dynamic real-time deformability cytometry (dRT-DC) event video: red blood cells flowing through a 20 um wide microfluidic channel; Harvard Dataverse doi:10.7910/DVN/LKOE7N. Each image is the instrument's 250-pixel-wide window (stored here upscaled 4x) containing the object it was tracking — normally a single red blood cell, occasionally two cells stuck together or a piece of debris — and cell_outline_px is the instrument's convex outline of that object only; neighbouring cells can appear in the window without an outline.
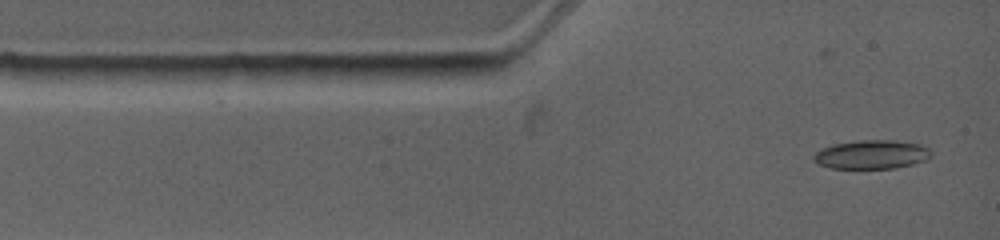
{"species": "common noctule bat (a hibernating species)", "species_latin": "Nyctalus noctula", "temperature_condition": "warm", "stored_images_in_passage": 5, "camera_frame_rate_fps": 4500, "um_per_image_px": 0.085, "animal": {"sex": "female", "body_mass_g": 19.0, "forearm_length_mm": 53.3}, "frame": {"image": 1, "passage_image": 2, "time_ms": 0.889, "image_size_px": [1000, 240], "cell_outline_px": [[932, 156], [924, 160], [912, 164], [896, 168], [832, 168], [820, 164], [812, 160], [812, 156], [816, 152], [832, 144], [860, 140], [892, 140], [920, 144], [928, 148], [932, 152]], "centroid_in_image_um": [74.09, 13.13], "position_along_channel_um": 10.9, "area_um2": 19.65}}